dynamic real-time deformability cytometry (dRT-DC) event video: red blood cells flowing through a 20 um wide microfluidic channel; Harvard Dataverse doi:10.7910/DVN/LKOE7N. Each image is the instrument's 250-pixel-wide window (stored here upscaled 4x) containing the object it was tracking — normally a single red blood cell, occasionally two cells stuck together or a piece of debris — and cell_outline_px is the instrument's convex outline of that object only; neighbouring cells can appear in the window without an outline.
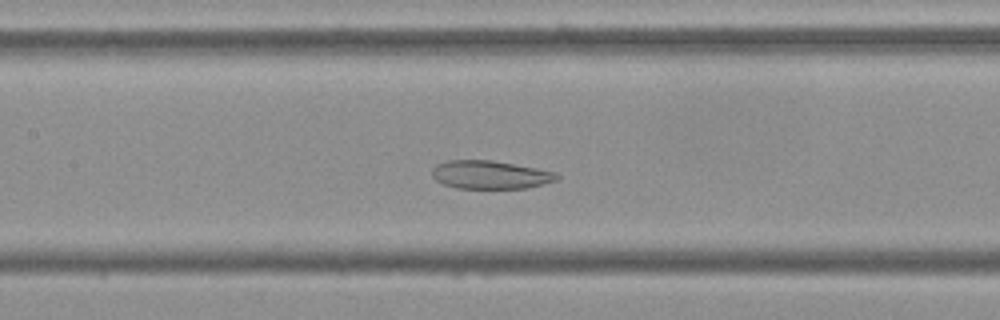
{"species": "Egyptian fruit bat (a non-hibernating species)", "species_latin": "Rousettus aegyptiacus", "temperature_condition": "cold", "stored_images_in_passage": 52, "camera_frame_rate_fps": 3000, "um_per_image_px": 0.085, "frame": {"image": 1, "passage_image": 23, "time_ms": 7.333, "image_size_px": [1000, 320], "cell_outline_px": [[560, 176], [556, 180], [524, 188], [456, 188], [444, 184], [436, 180], [432, 176], [432, 168], [436, 164], [448, 160], [492, 160], [536, 168], [556, 172]], "centroid_in_image_um": [41.63, 14.84], "position_along_channel_um": 165.8, "area_um2": 20.4}}
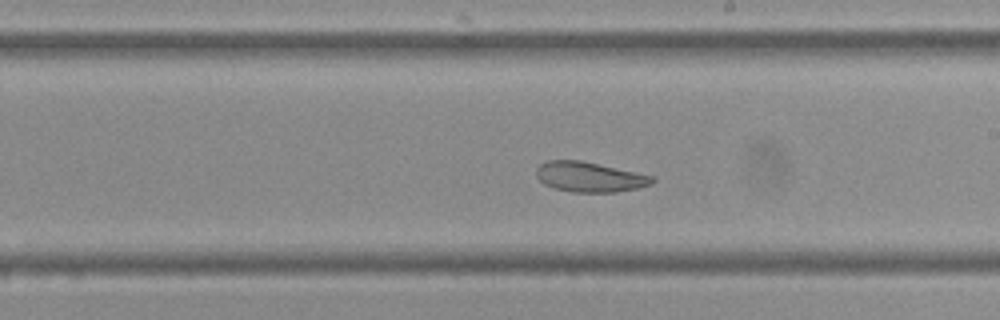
{"frame": {"image": 2, "passage_image": 29, "time_ms": 9.333, "image_size_px": [1000, 320], "cell_outline_px": [[656, 180], [652, 184], [640, 188], [616, 192], [572, 192], [556, 188], [544, 184], [536, 176], [536, 168], [540, 164], [548, 160], [580, 160], [652, 176]], "centroid_in_image_um": [50.11, 15.04], "position_along_channel_um": 238.9, "area_um2": 20.17}}
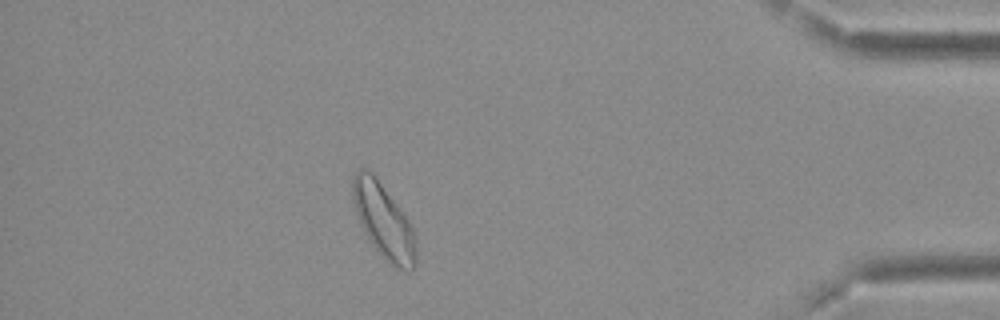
{"frame": {"image": 3, "passage_image": 46, "time_ms": 15.0, "image_size_px": [1000, 320], "cell_outline_px": [[416, 264], [412, 272], [408, 272], [396, 268], [388, 264], [372, 244], [364, 232], [356, 212], [352, 196], [352, 176], [360, 168], [364, 168], [372, 172], [376, 176], [408, 220], [416, 236]], "centroid_in_image_um": [32.62, 18.82], "position_along_channel_um": 402.6, "area_um2": 27.63}, "authors_computed_cell_mechanics": {"area_um2": 24.9985, "velocity_mm_per_s": 3.6718, "shape_relaxation_time_tau1_ms": null, "shape_relaxation_time_tau2_ms": 4.3996, "deformation_change_tau1": null, "deformation_change_tau2": 0.1085}}